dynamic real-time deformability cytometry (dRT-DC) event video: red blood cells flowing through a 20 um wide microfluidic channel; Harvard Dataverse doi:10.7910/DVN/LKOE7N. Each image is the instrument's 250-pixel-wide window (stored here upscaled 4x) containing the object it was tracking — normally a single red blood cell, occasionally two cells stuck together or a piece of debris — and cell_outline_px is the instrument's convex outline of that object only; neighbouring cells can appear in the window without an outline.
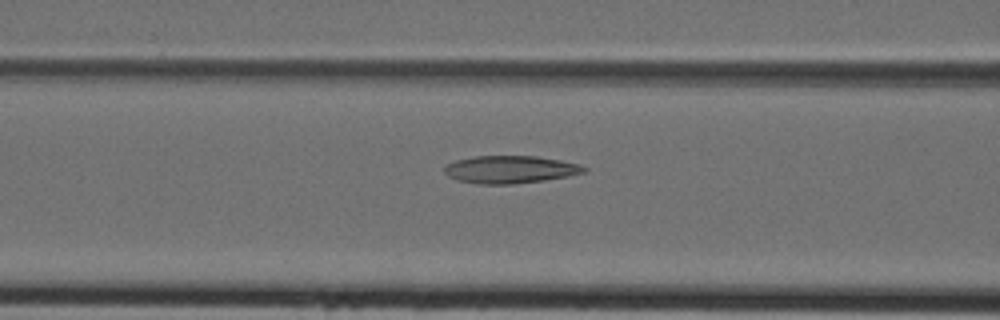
{"species": "Egyptian fruit bat (a non-hibernating species)", "species_latin": "Rousettus aegyptiacus", "temperature_condition": "cold", "stored_images_in_passage": 16, "camera_frame_rate_fps": 3000, "um_per_image_px": 0.085, "animal": {"sex": "female"}, "frame": {"image": 1, "passage_image": 14, "time_ms": 4.333, "image_size_px": [1000, 320], "cell_outline_px": [[588, 168], [584, 172], [568, 176], [544, 180], [512, 184], [480, 184], [456, 180], [448, 176], [444, 172], [444, 168], [448, 164], [456, 160], [472, 156], [536, 156], [560, 160], [580, 164]], "centroid_in_image_um": [43.36, 14.4], "position_along_channel_um": 123.2, "area_um2": 22.43}}